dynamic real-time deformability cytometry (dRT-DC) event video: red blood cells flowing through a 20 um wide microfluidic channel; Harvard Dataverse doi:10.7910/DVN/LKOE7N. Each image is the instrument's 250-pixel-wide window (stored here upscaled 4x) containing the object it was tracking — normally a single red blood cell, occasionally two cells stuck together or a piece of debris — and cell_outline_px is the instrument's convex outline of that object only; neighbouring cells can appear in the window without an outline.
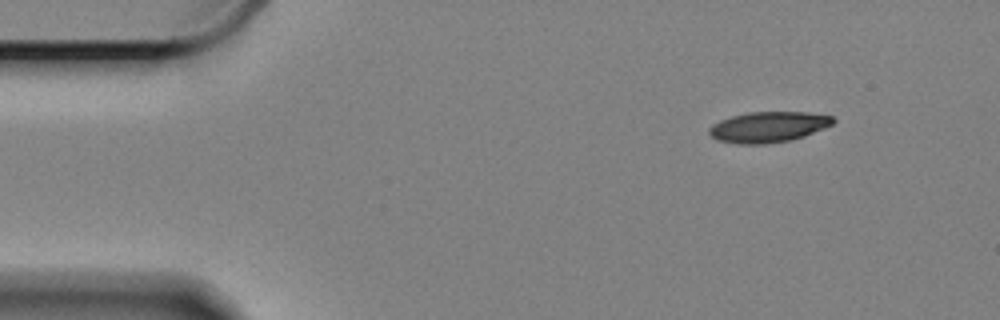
{"species": "Egyptian fruit bat (a non-hibernating species)", "species_latin": "Rousettus aegyptiacus", "temperature_condition": "cold", "stored_images_in_passage": 54, "camera_frame_rate_fps": 3000, "um_per_image_px": 0.085, "animal": {"sex": "female"}, "frame": {"image": 1, "passage_image": 1, "time_ms": 0.0, "image_size_px": [1000, 320], "cell_outline_px": [[836, 120], [832, 124], [824, 128], [804, 136], [788, 140], [764, 144], [736, 144], [716, 140], [708, 132], [708, 128], [712, 124], [720, 120], [732, 116], [748, 112], [804, 112], [832, 116]], "centroid_in_image_um": [65.27, 10.79], "position_along_channel_um": 19.7, "area_um2": 22.08}}
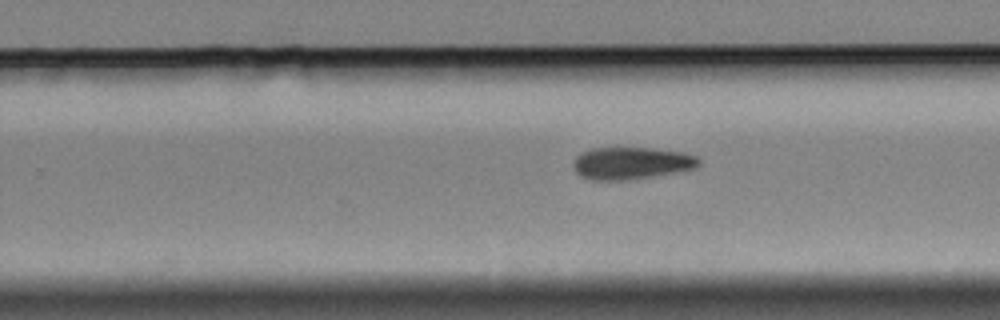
{"frame": {"image": 2, "passage_image": 31, "time_ms": 10.0, "image_size_px": [1000, 320], "cell_outline_px": [[700, 164], [696, 168], [652, 176], [628, 180], [588, 180], [580, 176], [576, 172], [572, 164], [576, 156], [580, 152], [592, 148], [648, 148], [684, 152], [696, 156], [700, 160]], "centroid_in_image_um": [53.63, 13.87], "position_along_channel_um": 276.2, "area_um2": 23.64}}
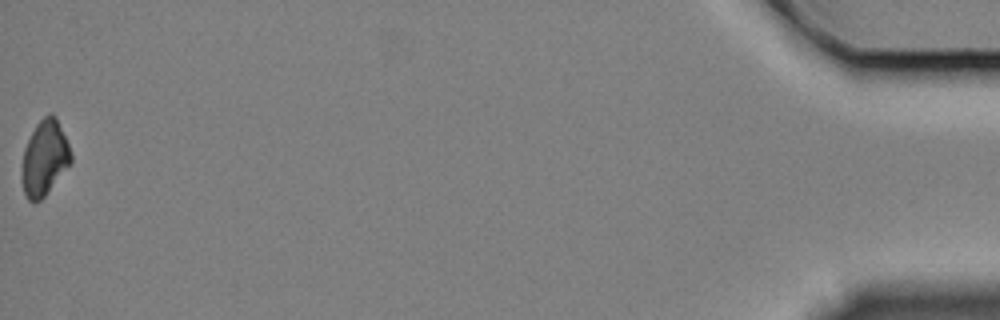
{"frame": {"image": 3, "passage_image": 54, "time_ms": 17.667, "image_size_px": [1000, 320], "cell_outline_px": [[72, 160], [44, 196], [40, 200], [32, 204], [28, 200], [24, 192], [24, 148], [36, 124], [48, 112], [52, 112], [56, 116], [68, 144], [72, 156]], "centroid_in_image_um": [3.81, 13.39], "position_along_channel_um": 431.4, "area_um2": 20.75}, "authors_computed_cell_mechanics": {"area_um2": 23.0911, "velocity_mm_per_s": 3.3192, "shape_relaxation_time_tau1_ms": 6.2585, "shape_relaxation_time_tau2_ms": null, "deformation_change_tau1": 0.1161, "deformation_change_tau2": null}}